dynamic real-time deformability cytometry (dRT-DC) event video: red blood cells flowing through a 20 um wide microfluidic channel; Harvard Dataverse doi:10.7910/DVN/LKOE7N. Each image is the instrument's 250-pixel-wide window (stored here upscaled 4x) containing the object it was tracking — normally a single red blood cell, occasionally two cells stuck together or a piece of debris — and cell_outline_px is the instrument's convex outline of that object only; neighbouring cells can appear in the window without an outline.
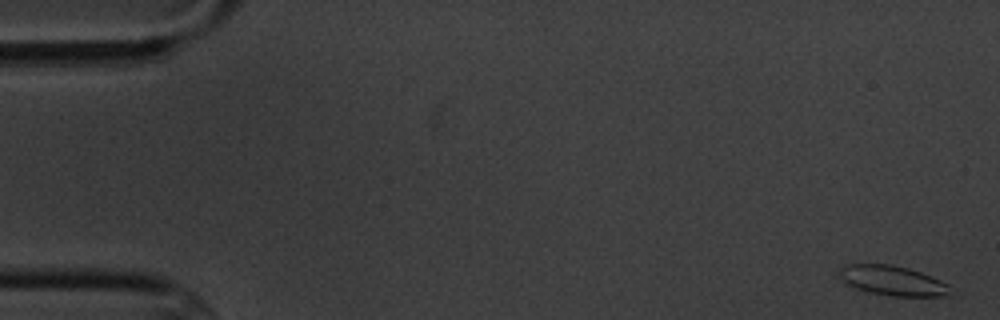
{"species": "common noctule bat (a hibernating species)", "species_latin": "Nyctalus noctula", "temperature_condition": "cold", "stored_images_in_passage": 5, "camera_frame_rate_fps": 3000, "um_per_image_px": 0.085, "animal": {"sex": "male", "body_mass_g": 20.1, "forearm_length_mm": 53.5}, "frame": {"image": 1, "passage_image": 1, "time_ms": 0.0, "image_size_px": [1000, 320], "cell_outline_px": [[948, 284], [944, 296], [892, 296], [868, 292], [856, 288], [840, 280], [840, 268], [844, 264], [892, 264], [908, 268], [920, 272], [940, 280]], "centroid_in_image_um": [75.78, 23.83], "position_along_channel_um": 9.2, "area_um2": 18.96}}
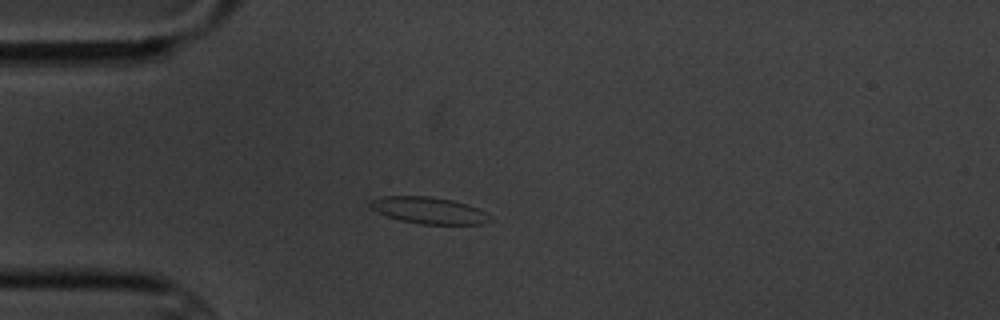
{"frame": {"image": 2, "passage_image": 5, "time_ms": 4.667, "image_size_px": [1000, 320], "cell_outline_px": [[492, 220], [484, 224], [420, 224], [400, 220], [388, 216], [368, 208], [368, 200], [380, 196], [428, 196], [452, 200], [468, 204], [484, 212]], "centroid_in_image_um": [36.38, 17.87], "position_along_channel_um": 48.6, "area_um2": 18.67}}